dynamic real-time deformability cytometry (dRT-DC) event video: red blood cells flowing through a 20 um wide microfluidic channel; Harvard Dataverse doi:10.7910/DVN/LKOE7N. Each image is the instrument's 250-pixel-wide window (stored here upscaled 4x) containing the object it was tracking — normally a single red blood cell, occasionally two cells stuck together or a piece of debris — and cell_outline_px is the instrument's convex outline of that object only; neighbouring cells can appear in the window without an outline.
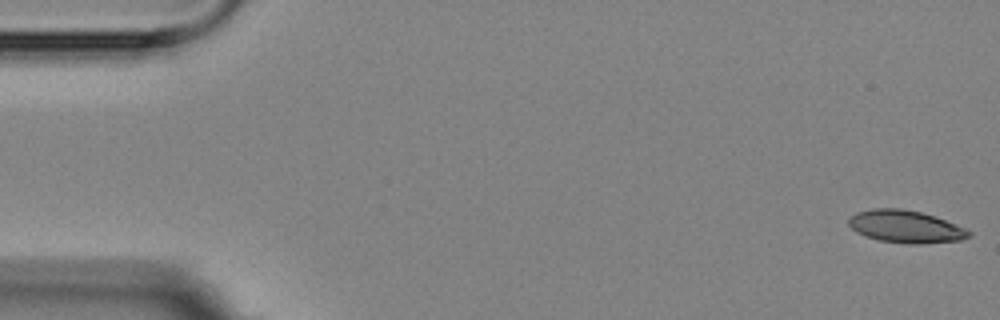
{"species": "Egyptian fruit bat (a non-hibernating species)", "species_latin": "Rousettus aegyptiacus", "temperature_condition": "room temperature", "stored_images_in_passage": 8, "camera_frame_rate_fps": 3000, "um_per_image_px": 0.085, "animal": {"sex": "female"}, "frame": {"image": 1, "passage_image": 1, "time_ms": 0.0, "image_size_px": [1000, 320], "cell_outline_px": [[972, 236], [960, 240], [920, 244], [912, 244], [880, 240], [864, 236], [856, 232], [848, 224], [848, 220], [856, 212], [872, 208], [900, 208], [920, 212], [944, 220], [964, 228], [972, 232]], "centroid_in_image_um": [76.95, 19.26], "position_along_channel_um": 8.0, "area_um2": 22.54}}
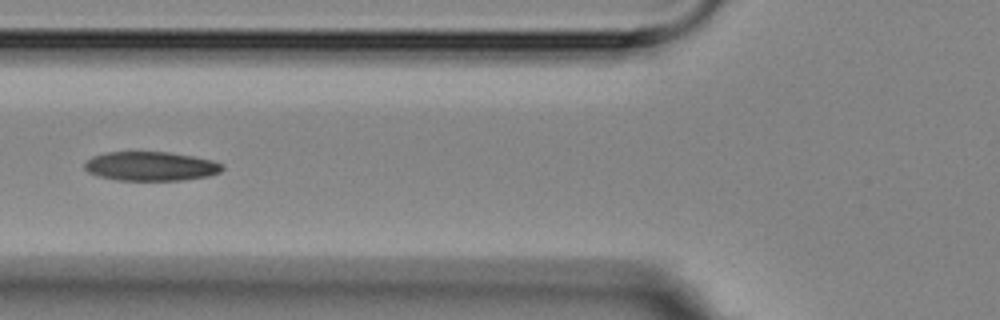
{"frame": {"image": 2, "passage_image": 6, "time_ms": 6.667, "image_size_px": [1000, 320], "cell_outline_px": [[224, 168], [220, 172], [208, 176], [180, 180], [116, 180], [100, 176], [88, 172], [84, 168], [84, 164], [92, 156], [104, 152], [168, 152], [192, 156], [212, 160], [224, 164]], "centroid_in_image_um": [12.82, 14.12], "position_along_channel_um": 113.0, "area_um2": 23.35}}
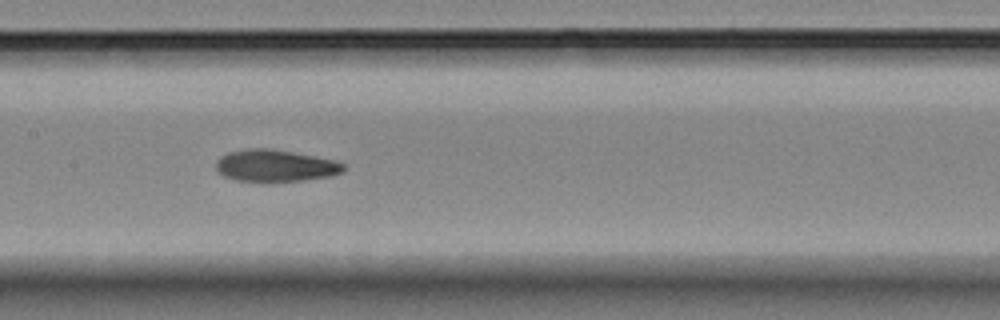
{"frame": {"image": 3, "passage_image": 8, "time_ms": 8.667, "image_size_px": [1000, 320], "cell_outline_px": [[344, 172], [332, 176], [304, 180], [268, 184], [264, 184], [236, 180], [224, 176], [216, 168], [216, 160], [220, 156], [228, 152], [248, 148], [272, 148], [336, 160], [344, 164]], "centroid_in_image_um": [23.4, 14.11], "position_along_channel_um": 184.0, "area_um2": 24.57}}